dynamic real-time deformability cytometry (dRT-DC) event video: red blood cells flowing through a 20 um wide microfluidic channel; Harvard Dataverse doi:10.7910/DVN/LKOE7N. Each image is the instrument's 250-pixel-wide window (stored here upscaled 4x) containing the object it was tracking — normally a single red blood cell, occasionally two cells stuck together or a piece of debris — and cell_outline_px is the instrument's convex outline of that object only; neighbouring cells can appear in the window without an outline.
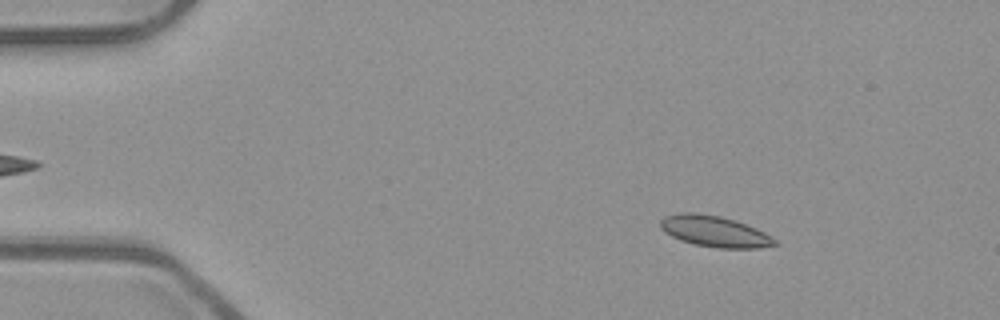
{"species": "common noctule bat (a hibernating species)", "species_latin": "Nyctalus noctula", "temperature_condition": "room temperature", "stored_images_in_passage": 48, "segment_of_instrument_passage": [1, 2], "camera_frame_rate_fps": 3000, "um_per_image_px": 0.085, "animal": {"sex": "male", "body_mass_g": 23.1, "forearm_length_mm": 52.7}, "frame": {"image": 1, "passage_image": 2, "time_ms": 0.333, "image_size_px": [1000, 320], "cell_outline_px": [[780, 244], [760, 248], [716, 248], [696, 244], [680, 240], [664, 232], [660, 228], [660, 220], [664, 216], [680, 212], [692, 212], [720, 216], [756, 228], [772, 236]], "centroid_in_image_um": [60.73, 19.67], "position_along_channel_um": 24.3, "area_um2": 20.69}}
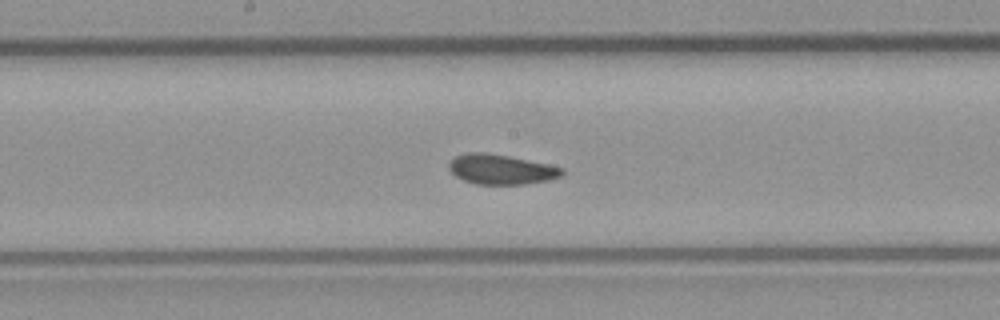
{"frame": {"image": 2, "passage_image": 22, "time_ms": 7.0, "image_size_px": [1000, 320], "cell_outline_px": [[564, 172], [560, 176], [548, 180], [524, 184], [476, 184], [464, 180], [456, 176], [448, 168], [448, 164], [456, 156], [468, 152], [484, 152], [508, 156], [548, 164], [564, 168]], "centroid_in_image_um": [42.59, 14.39], "position_along_channel_um": 205.6, "area_um2": 19.54}}
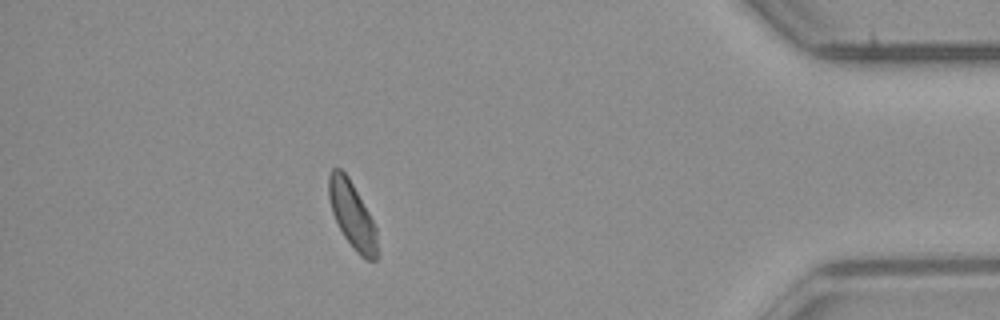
{"frame": {"image": 3, "passage_image": 41, "time_ms": 13.333, "image_size_px": [1000, 320], "cell_outline_px": [[380, 256], [376, 260], [368, 260], [360, 256], [352, 248], [344, 236], [332, 212], [328, 196], [328, 176], [332, 168], [340, 168], [348, 176], [368, 212], [376, 228]], "centroid_in_image_um": [29.95, 18.32], "position_along_channel_um": 405.2, "area_um2": 18.9}}